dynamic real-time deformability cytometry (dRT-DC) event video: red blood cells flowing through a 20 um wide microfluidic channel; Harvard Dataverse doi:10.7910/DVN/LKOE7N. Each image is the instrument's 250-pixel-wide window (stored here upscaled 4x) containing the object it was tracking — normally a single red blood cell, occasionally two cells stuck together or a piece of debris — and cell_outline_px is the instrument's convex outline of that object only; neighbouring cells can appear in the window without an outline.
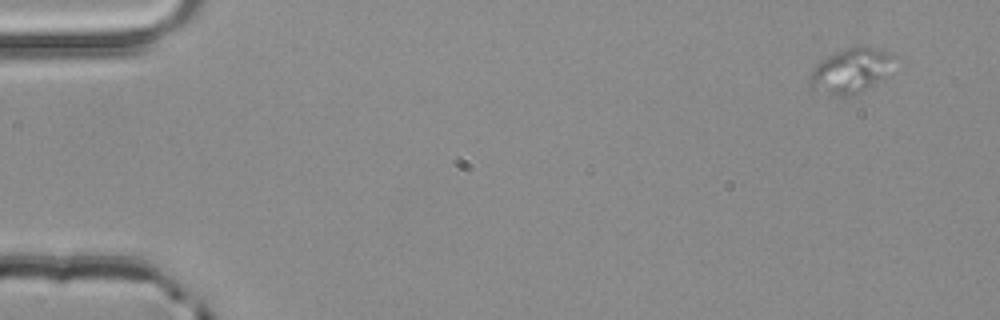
{"species": "common noctule bat (a hibernating species)", "species_latin": "Nyctalus noctula", "temperature_condition": "room temperature", "stored_images_in_passage": 4, "camera_frame_rate_fps": 3000, "um_per_image_px": 0.085, "animal": {"sex": "male", "body_mass_g": 20.4}, "frame": {"image": 1, "passage_image": 1, "time_ms": 0.0, "image_size_px": [1000, 320], "cell_outline_px": [[892, 56], [880, 76], [872, 84], [860, 92], [852, 96], [812, 96], [808, 84], [808, 76], [812, 68], [816, 64], [828, 56], [836, 52], [848, 48], [876, 48]], "centroid_in_image_um": [72.02, 6.12], "position_along_channel_um": 13.0, "area_um2": 21.39}}
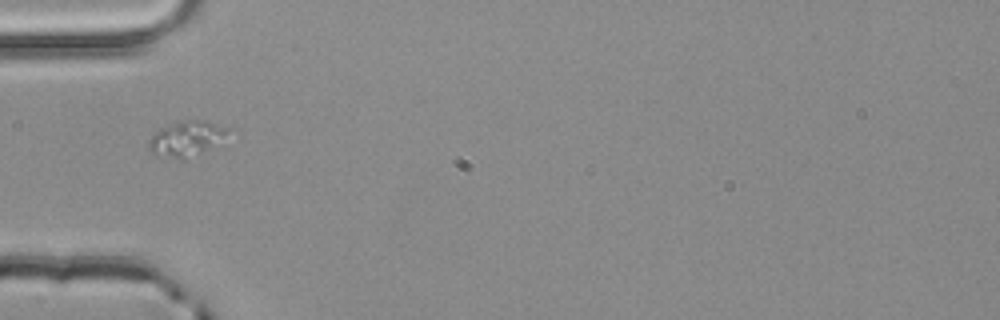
{"frame": {"image": 2, "passage_image": 4, "time_ms": 1.0, "image_size_px": [1000, 320], "cell_outline_px": [[228, 128], [208, 148], [184, 160], [180, 160], [156, 156], [148, 148], [148, 140], [160, 128], [184, 120], [208, 120]], "centroid_in_image_um": [15.71, 11.8], "position_along_channel_um": 69.3, "area_um2": 15.61}}